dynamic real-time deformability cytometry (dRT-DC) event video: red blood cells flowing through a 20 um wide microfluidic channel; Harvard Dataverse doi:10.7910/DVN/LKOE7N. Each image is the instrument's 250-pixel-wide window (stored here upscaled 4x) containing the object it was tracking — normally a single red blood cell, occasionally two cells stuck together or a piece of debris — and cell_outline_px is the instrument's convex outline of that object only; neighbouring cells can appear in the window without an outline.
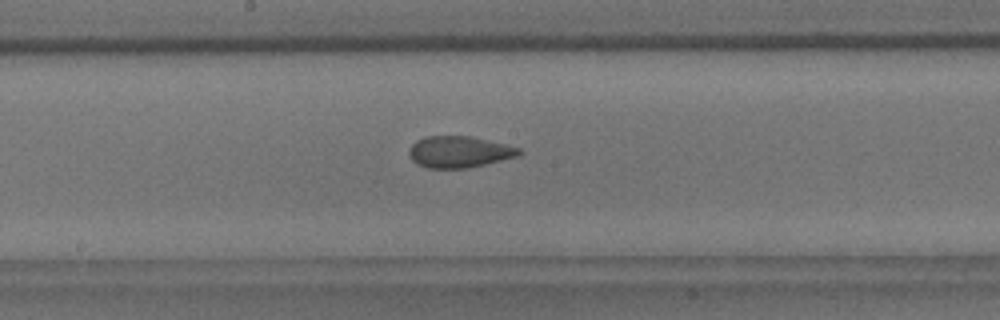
{"species": "common noctule bat (a hibernating species)", "species_latin": "Nyctalus noctula", "temperature_condition": "room temperature", "stored_images_in_passage": 46, "camera_frame_rate_fps": 3000, "um_per_image_px": 0.085, "animal": {"sex": "male", "body_mass_g": 18.8}, "frame": {"image": 1, "passage_image": 18, "time_ms": 5.667, "image_size_px": [1000, 320], "cell_outline_px": [[524, 152], [520, 156], [468, 168], [428, 168], [416, 164], [412, 160], [408, 152], [408, 148], [416, 140], [424, 136], [472, 136], [508, 144], [520, 148]], "centroid_in_image_um": [39.06, 12.9], "position_along_channel_um": 209.1, "area_um2": 20.58}}
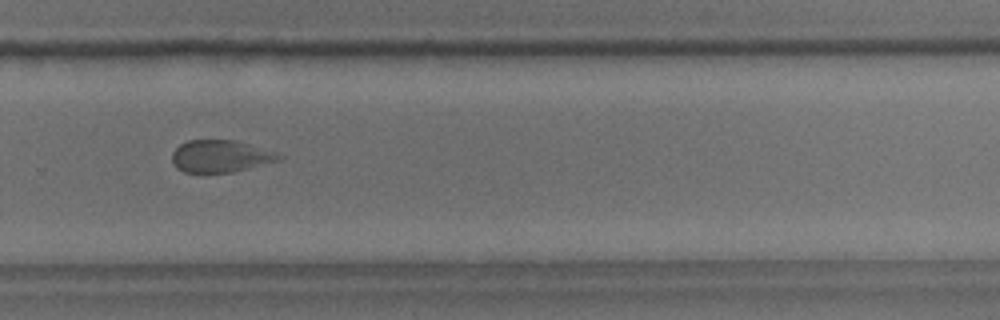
{"frame": {"image": 2, "passage_image": 27, "time_ms": 8.667, "image_size_px": [1000, 320], "cell_outline_px": [[284, 156], [280, 160], [232, 172], [184, 172], [176, 168], [172, 160], [172, 152], [180, 144], [188, 140], [236, 140], [276, 152]], "centroid_in_image_um": [18.74, 13.27], "position_along_channel_um": 311.1, "area_um2": 19.94}}
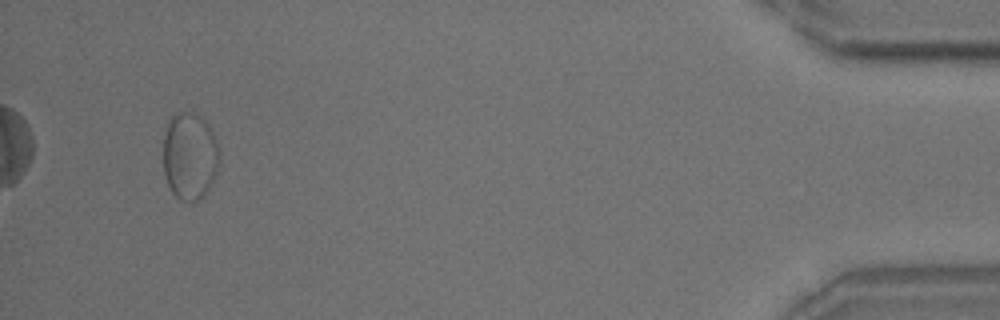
{"frame": {"image": 3, "passage_image": 43, "time_ms": 14.0, "image_size_px": [1000, 320], "cell_outline_px": [[220, 164], [204, 196], [192, 204], [180, 200], [172, 192], [164, 176], [164, 136], [168, 124], [172, 116], [176, 112], [192, 112], [204, 120], [208, 124], [216, 140], [220, 152]], "centroid_in_image_um": [16.14, 13.3], "position_along_channel_um": 419.1, "area_um2": 28.73}}